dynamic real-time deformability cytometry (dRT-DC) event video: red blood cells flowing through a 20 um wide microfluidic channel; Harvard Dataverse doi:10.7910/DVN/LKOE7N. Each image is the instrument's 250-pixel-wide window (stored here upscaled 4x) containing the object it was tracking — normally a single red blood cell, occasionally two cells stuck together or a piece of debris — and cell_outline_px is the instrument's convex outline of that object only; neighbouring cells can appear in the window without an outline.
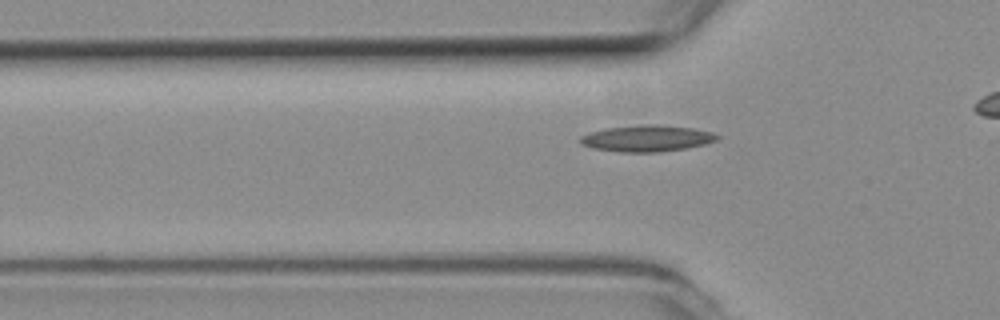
{"species": "common noctule bat (a hibernating species)", "species_latin": "Nyctalus noctula", "temperature_condition": "room temperature", "stored_images_in_passage": 38, "camera_frame_rate_fps": 3000, "um_per_image_px": 0.085, "animal": {"sex": "female", "body_mass_g": 19.3, "forearm_length_mm": 54.1}, "frame": {"image": 1, "passage_image": 12, "time_ms": 3.667, "image_size_px": [1000, 320], "cell_outline_px": [[720, 136], [716, 140], [704, 144], [684, 148], [660, 152], [620, 152], [592, 148], [580, 144], [580, 136], [588, 132], [604, 128], [644, 124], [660, 124], [692, 128], [712, 132]], "centroid_in_image_um": [54.94, 11.75], "position_along_channel_um": 70.9, "area_um2": 21.15}}
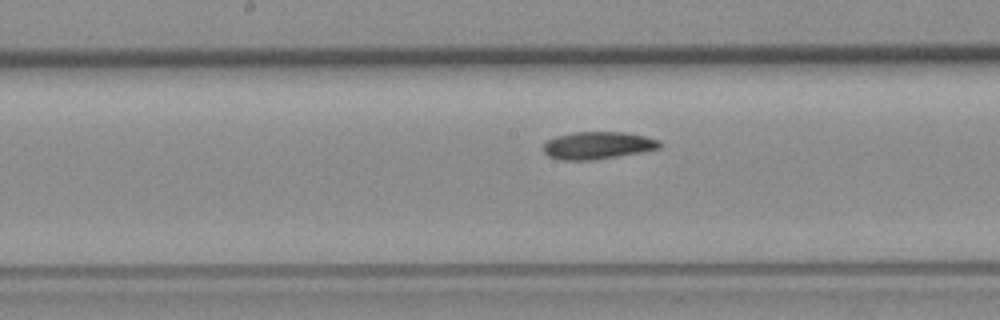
{"frame": {"image": 2, "passage_image": 22, "time_ms": 7.0, "image_size_px": [1000, 320], "cell_outline_px": [[664, 144], [660, 148], [640, 152], [592, 160], [560, 160], [548, 156], [544, 152], [544, 144], [548, 140], [556, 136], [572, 132], [624, 132], [644, 136], [660, 140]], "centroid_in_image_um": [50.81, 12.35], "position_along_channel_um": 197.4, "area_um2": 18.55}}
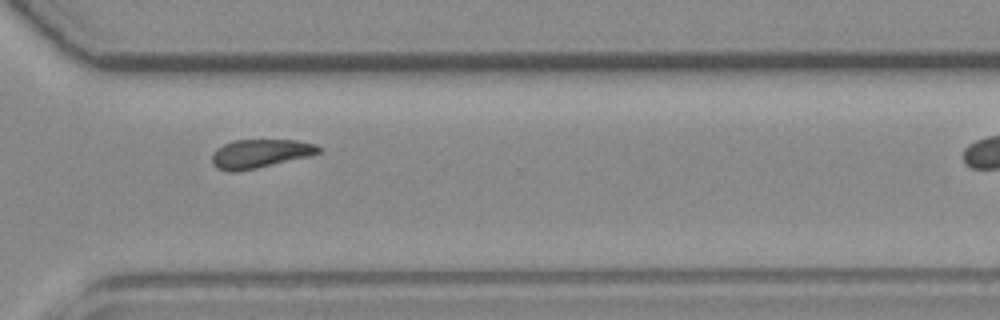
{"frame": {"image": 3, "passage_image": 34, "time_ms": 11.0, "image_size_px": [1000, 320], "cell_outline_px": [[324, 148], [320, 152], [308, 156], [256, 168], [236, 172], [228, 172], [216, 168], [212, 164], [212, 152], [216, 148], [232, 140], [296, 140], [316, 144]], "centroid_in_image_um": [22.08, 13.05], "position_along_channel_um": 348.5, "area_um2": 17.92}}